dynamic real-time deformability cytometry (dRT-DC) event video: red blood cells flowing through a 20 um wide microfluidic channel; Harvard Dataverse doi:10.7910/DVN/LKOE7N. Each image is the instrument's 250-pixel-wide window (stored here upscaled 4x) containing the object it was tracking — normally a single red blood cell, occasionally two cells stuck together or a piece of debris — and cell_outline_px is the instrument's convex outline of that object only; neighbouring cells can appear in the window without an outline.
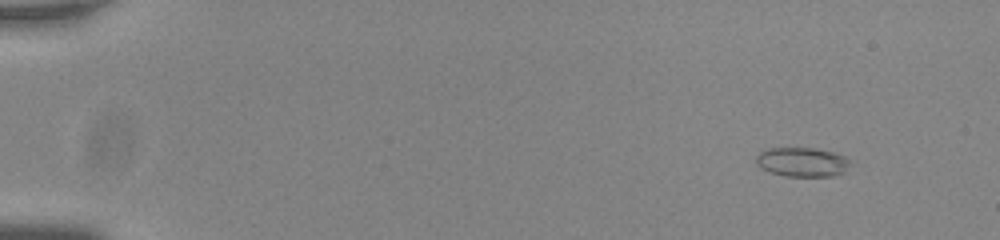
{"species": "common noctule bat (a hibernating species)", "species_latin": "Nyctalus noctula", "temperature_condition": "room temperature", "stored_images_in_passage": 51, "camera_frame_rate_fps": 3000, "um_per_image_px": 0.085, "animal": {"sex": "male", "body_mass_g": 20.0, "forearm_length_mm": 53.3}, "frame": {"image": 1, "passage_image": 1, "time_ms": 0.0, "image_size_px": [1000, 240], "cell_outline_px": [[848, 164], [844, 172], [836, 176], [784, 176], [768, 172], [760, 168], [756, 164], [756, 156], [760, 152], [768, 148], [812, 148], [832, 152], [844, 156], [848, 160]], "centroid_in_image_um": [68.13, 13.78], "position_along_channel_um": 16.9, "area_um2": 16.01}}
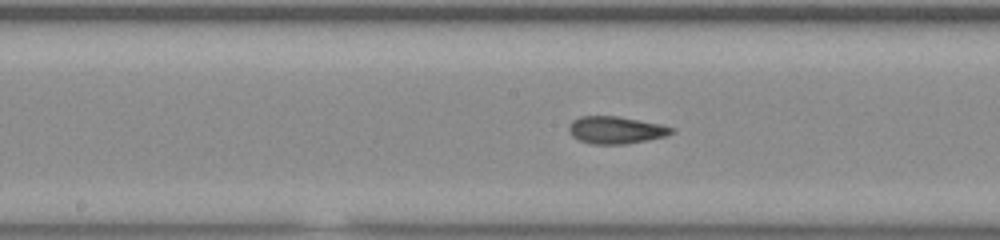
{"frame": {"image": 2, "passage_image": 26, "time_ms": 8.333, "image_size_px": [1000, 240], "cell_outline_px": [[676, 132], [664, 136], [628, 144], [592, 144], [580, 140], [572, 136], [568, 128], [572, 120], [580, 116], [616, 116], [660, 124], [676, 128]], "centroid_in_image_um": [52.36, 11.05], "position_along_channel_um": 195.8, "area_um2": 16.3}}
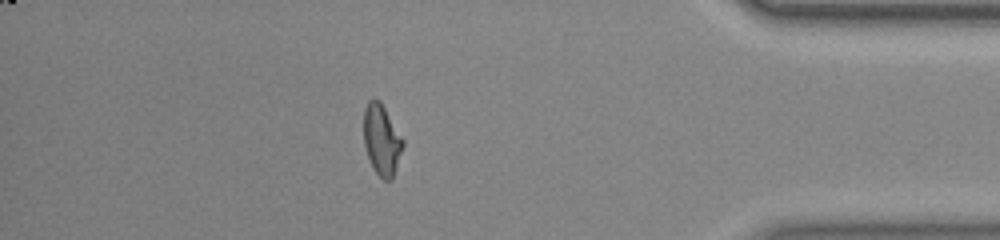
{"frame": {"image": 3, "passage_image": 45, "time_ms": 14.667, "image_size_px": [1000, 240], "cell_outline_px": [[404, 144], [392, 180], [384, 180], [372, 168], [364, 144], [364, 108], [368, 100], [380, 100], [404, 140]], "centroid_in_image_um": [32.44, 11.88], "position_along_channel_um": 402.8, "area_um2": 16.07}, "authors_computed_cell_mechanics": {"area_um2": 16.2996, "velocity_mm_per_s": 3.7761, "shape_relaxation_time_tau1_ms": 10.1318, "shape_relaxation_time_tau2_ms": 1.5459, "deformation_change_tau1": 0.2401, "deformation_change_tau2": 0.0711}}